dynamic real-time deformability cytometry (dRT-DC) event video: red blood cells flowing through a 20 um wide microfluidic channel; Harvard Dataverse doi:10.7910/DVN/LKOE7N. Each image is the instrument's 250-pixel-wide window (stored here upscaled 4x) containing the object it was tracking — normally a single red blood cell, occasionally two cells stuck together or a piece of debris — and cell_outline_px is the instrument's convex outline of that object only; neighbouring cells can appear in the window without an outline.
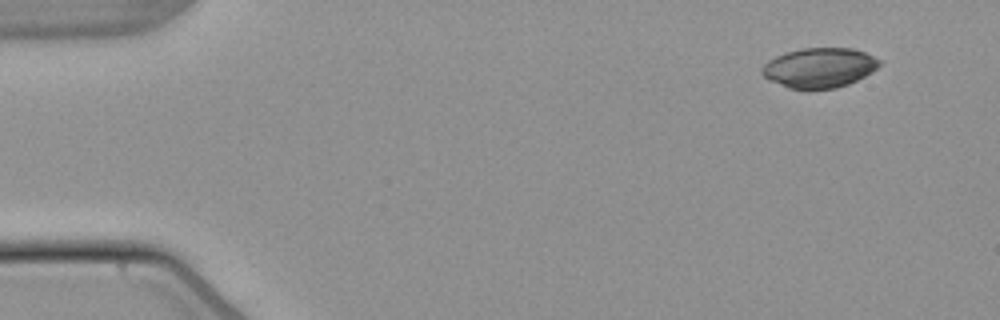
{"species": "common noctule bat (a hibernating species)", "species_latin": "Nyctalus noctula", "temperature_condition": "warm", "stored_images_in_passage": 14, "camera_frame_rate_fps": 3000, "um_per_image_px": 0.085, "animal": {"sex": "male", "body_mass_g": 21.5, "forearm_length_mm": 52.0}, "frame": {"image": 1, "passage_image": 1, "time_ms": 0.0, "image_size_px": [1000, 320], "cell_outline_px": [[880, 64], [872, 72], [848, 84], [836, 88], [808, 92], [788, 88], [768, 80], [760, 72], [760, 68], [768, 60], [776, 56], [800, 48], [852, 48], [864, 52], [880, 60]], "centroid_in_image_um": [69.59, 5.8], "position_along_channel_um": 15.4, "area_um2": 27.74}}
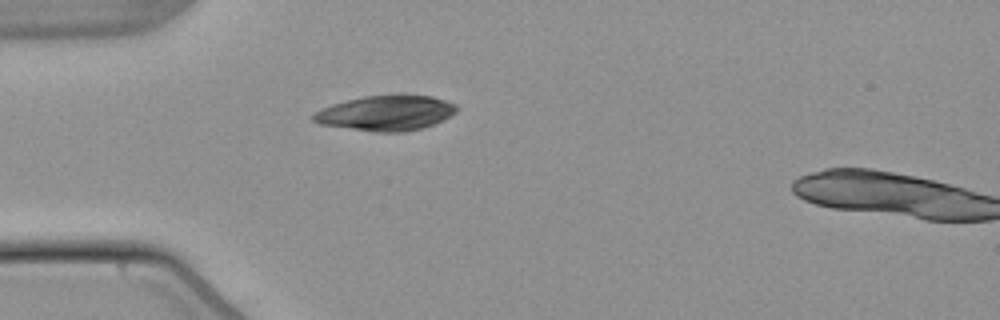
{"frame": {"image": 2, "passage_image": 12, "time_ms": 3.667, "image_size_px": [1000, 320], "cell_outline_px": [[460, 108], [452, 116], [444, 120], [420, 128], [404, 132], [376, 132], [320, 124], [312, 120], [312, 116], [320, 108], [332, 104], [364, 96], [396, 92], [404, 92], [432, 96], [456, 104]], "centroid_in_image_um": [32.87, 9.56], "position_along_channel_um": 52.1, "area_um2": 30.11}}